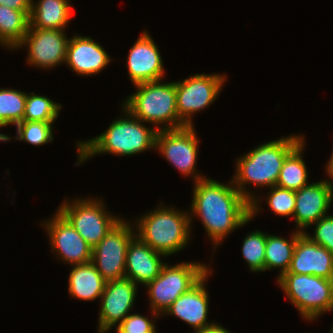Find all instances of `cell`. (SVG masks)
<instances>
[{"mask_svg": "<svg viewBox=\"0 0 333 333\" xmlns=\"http://www.w3.org/2000/svg\"><path fill=\"white\" fill-rule=\"evenodd\" d=\"M228 181L222 183L205 177L193 183L189 210L191 232L192 221L201 220L213 245V255L229 234L253 221L250 218V203L237 190L232 179Z\"/></svg>", "mask_w": 333, "mask_h": 333, "instance_id": "6da1fadb", "label": "cell"}, {"mask_svg": "<svg viewBox=\"0 0 333 333\" xmlns=\"http://www.w3.org/2000/svg\"><path fill=\"white\" fill-rule=\"evenodd\" d=\"M305 139V135L291 134L279 139L267 141L255 146L244 155L236 158L235 173L231 177L234 186L251 203L257 191L247 187L252 185L257 190L276 185L280 170L286 157ZM250 190V191H249Z\"/></svg>", "mask_w": 333, "mask_h": 333, "instance_id": "7a4b0ae2", "label": "cell"}, {"mask_svg": "<svg viewBox=\"0 0 333 333\" xmlns=\"http://www.w3.org/2000/svg\"><path fill=\"white\" fill-rule=\"evenodd\" d=\"M120 106L122 114L116 117L105 131L96 137L78 140L75 143L77 149L75 166L82 165L99 154L131 157L147 150H155L158 131L153 126H146L147 123Z\"/></svg>", "mask_w": 333, "mask_h": 333, "instance_id": "3957f363", "label": "cell"}, {"mask_svg": "<svg viewBox=\"0 0 333 333\" xmlns=\"http://www.w3.org/2000/svg\"><path fill=\"white\" fill-rule=\"evenodd\" d=\"M133 224L136 236L166 258L183 251L191 242L189 209L160 202L155 209L134 218Z\"/></svg>", "mask_w": 333, "mask_h": 333, "instance_id": "277c9868", "label": "cell"}, {"mask_svg": "<svg viewBox=\"0 0 333 333\" xmlns=\"http://www.w3.org/2000/svg\"><path fill=\"white\" fill-rule=\"evenodd\" d=\"M136 88L121 105L137 119L157 131L187 126L177 114L176 81H151L134 85Z\"/></svg>", "mask_w": 333, "mask_h": 333, "instance_id": "5b68a950", "label": "cell"}, {"mask_svg": "<svg viewBox=\"0 0 333 333\" xmlns=\"http://www.w3.org/2000/svg\"><path fill=\"white\" fill-rule=\"evenodd\" d=\"M278 287L307 322H315L333 312L329 279L306 274L285 273L276 280Z\"/></svg>", "mask_w": 333, "mask_h": 333, "instance_id": "8992f818", "label": "cell"}, {"mask_svg": "<svg viewBox=\"0 0 333 333\" xmlns=\"http://www.w3.org/2000/svg\"><path fill=\"white\" fill-rule=\"evenodd\" d=\"M208 264V265H207ZM187 261L166 263L160 274L144 288L149 298V310L160 316L182 294L193 287L212 267L209 263Z\"/></svg>", "mask_w": 333, "mask_h": 333, "instance_id": "52a82bcc", "label": "cell"}, {"mask_svg": "<svg viewBox=\"0 0 333 333\" xmlns=\"http://www.w3.org/2000/svg\"><path fill=\"white\" fill-rule=\"evenodd\" d=\"M101 197L90 195L64 199L58 210L74 227L86 243L93 248L96 246L123 217L108 211ZM107 208V209H106Z\"/></svg>", "mask_w": 333, "mask_h": 333, "instance_id": "ba28073f", "label": "cell"}, {"mask_svg": "<svg viewBox=\"0 0 333 333\" xmlns=\"http://www.w3.org/2000/svg\"><path fill=\"white\" fill-rule=\"evenodd\" d=\"M227 76L226 73H199L176 81L177 114L187 126H193V116L218 99Z\"/></svg>", "mask_w": 333, "mask_h": 333, "instance_id": "9c48e42d", "label": "cell"}, {"mask_svg": "<svg viewBox=\"0 0 333 333\" xmlns=\"http://www.w3.org/2000/svg\"><path fill=\"white\" fill-rule=\"evenodd\" d=\"M199 138L195 125L177 129L159 130L156 134L155 152L177 169L180 175L195 182L207 177L197 169Z\"/></svg>", "mask_w": 333, "mask_h": 333, "instance_id": "30bf717a", "label": "cell"}, {"mask_svg": "<svg viewBox=\"0 0 333 333\" xmlns=\"http://www.w3.org/2000/svg\"><path fill=\"white\" fill-rule=\"evenodd\" d=\"M122 218L107 235L92 248V263L107 282L125 277L126 252L136 236L134 224Z\"/></svg>", "mask_w": 333, "mask_h": 333, "instance_id": "8fae6325", "label": "cell"}, {"mask_svg": "<svg viewBox=\"0 0 333 333\" xmlns=\"http://www.w3.org/2000/svg\"><path fill=\"white\" fill-rule=\"evenodd\" d=\"M66 30L29 27L17 49L27 48L26 62L37 69L51 70L65 64L69 37Z\"/></svg>", "mask_w": 333, "mask_h": 333, "instance_id": "7c38bea8", "label": "cell"}, {"mask_svg": "<svg viewBox=\"0 0 333 333\" xmlns=\"http://www.w3.org/2000/svg\"><path fill=\"white\" fill-rule=\"evenodd\" d=\"M55 212L48 220L39 223L45 228L55 258L69 266L91 262L92 248L58 210Z\"/></svg>", "mask_w": 333, "mask_h": 333, "instance_id": "4fadbf2b", "label": "cell"}, {"mask_svg": "<svg viewBox=\"0 0 333 333\" xmlns=\"http://www.w3.org/2000/svg\"><path fill=\"white\" fill-rule=\"evenodd\" d=\"M139 286L129 278L107 281L100 302L97 333H109L132 312Z\"/></svg>", "mask_w": 333, "mask_h": 333, "instance_id": "5bb4252c", "label": "cell"}, {"mask_svg": "<svg viewBox=\"0 0 333 333\" xmlns=\"http://www.w3.org/2000/svg\"><path fill=\"white\" fill-rule=\"evenodd\" d=\"M157 43L143 30L128 51L125 62L133 85L165 79L166 72Z\"/></svg>", "mask_w": 333, "mask_h": 333, "instance_id": "9a60e30c", "label": "cell"}, {"mask_svg": "<svg viewBox=\"0 0 333 333\" xmlns=\"http://www.w3.org/2000/svg\"><path fill=\"white\" fill-rule=\"evenodd\" d=\"M295 197V230L304 233L312 224L328 215L333 203V185L325 179L310 182L295 191Z\"/></svg>", "mask_w": 333, "mask_h": 333, "instance_id": "2e32d148", "label": "cell"}, {"mask_svg": "<svg viewBox=\"0 0 333 333\" xmlns=\"http://www.w3.org/2000/svg\"><path fill=\"white\" fill-rule=\"evenodd\" d=\"M213 273L211 268L193 287L178 297L161 315L175 316L193 328V333L214 321L208 320L209 293H207L208 279Z\"/></svg>", "mask_w": 333, "mask_h": 333, "instance_id": "e0dca14e", "label": "cell"}, {"mask_svg": "<svg viewBox=\"0 0 333 333\" xmlns=\"http://www.w3.org/2000/svg\"><path fill=\"white\" fill-rule=\"evenodd\" d=\"M104 48L92 37L74 34L67 45L65 65L77 76L98 75L113 61Z\"/></svg>", "mask_w": 333, "mask_h": 333, "instance_id": "ac0fdd59", "label": "cell"}, {"mask_svg": "<svg viewBox=\"0 0 333 333\" xmlns=\"http://www.w3.org/2000/svg\"><path fill=\"white\" fill-rule=\"evenodd\" d=\"M287 273L314 275L329 279L333 273V254L302 233L297 238Z\"/></svg>", "mask_w": 333, "mask_h": 333, "instance_id": "d6986e66", "label": "cell"}, {"mask_svg": "<svg viewBox=\"0 0 333 333\" xmlns=\"http://www.w3.org/2000/svg\"><path fill=\"white\" fill-rule=\"evenodd\" d=\"M165 257L135 236L129 243L126 252L125 277L137 285L145 287L160 274L167 263L164 262Z\"/></svg>", "mask_w": 333, "mask_h": 333, "instance_id": "ffe728a7", "label": "cell"}, {"mask_svg": "<svg viewBox=\"0 0 333 333\" xmlns=\"http://www.w3.org/2000/svg\"><path fill=\"white\" fill-rule=\"evenodd\" d=\"M70 2V0H32L29 27L66 30L73 16V4Z\"/></svg>", "mask_w": 333, "mask_h": 333, "instance_id": "44dd1931", "label": "cell"}, {"mask_svg": "<svg viewBox=\"0 0 333 333\" xmlns=\"http://www.w3.org/2000/svg\"><path fill=\"white\" fill-rule=\"evenodd\" d=\"M68 277V295L82 301L100 300L106 281L92 262L72 265Z\"/></svg>", "mask_w": 333, "mask_h": 333, "instance_id": "7402d4cb", "label": "cell"}, {"mask_svg": "<svg viewBox=\"0 0 333 333\" xmlns=\"http://www.w3.org/2000/svg\"><path fill=\"white\" fill-rule=\"evenodd\" d=\"M301 234V232L293 230L291 235H289L290 237L288 240L279 234L274 235L267 233L265 249V271H271L274 269L279 270L276 280L288 272L297 238Z\"/></svg>", "mask_w": 333, "mask_h": 333, "instance_id": "603a6c76", "label": "cell"}, {"mask_svg": "<svg viewBox=\"0 0 333 333\" xmlns=\"http://www.w3.org/2000/svg\"><path fill=\"white\" fill-rule=\"evenodd\" d=\"M30 13L0 5V46L14 52L28 32Z\"/></svg>", "mask_w": 333, "mask_h": 333, "instance_id": "cb8c5ba5", "label": "cell"}, {"mask_svg": "<svg viewBox=\"0 0 333 333\" xmlns=\"http://www.w3.org/2000/svg\"><path fill=\"white\" fill-rule=\"evenodd\" d=\"M306 139H304L284 160L282 168L280 170L279 178L276 186L297 191L303 186L309 184V172L308 166L304 160L303 153Z\"/></svg>", "mask_w": 333, "mask_h": 333, "instance_id": "d4e9b609", "label": "cell"}, {"mask_svg": "<svg viewBox=\"0 0 333 333\" xmlns=\"http://www.w3.org/2000/svg\"><path fill=\"white\" fill-rule=\"evenodd\" d=\"M27 92L16 88H0V130L16 126L23 121ZM9 134L0 133V142L12 140Z\"/></svg>", "mask_w": 333, "mask_h": 333, "instance_id": "484cf974", "label": "cell"}, {"mask_svg": "<svg viewBox=\"0 0 333 333\" xmlns=\"http://www.w3.org/2000/svg\"><path fill=\"white\" fill-rule=\"evenodd\" d=\"M268 189L269 192H266V197L257 194L256 198L250 203V218L255 220V216L257 217L261 210H263L262 203L264 201L265 203L267 202L268 209H271L275 215L285 218H293L296 202L295 191L281 188L276 185ZM262 198H265V200L263 201Z\"/></svg>", "mask_w": 333, "mask_h": 333, "instance_id": "4316f807", "label": "cell"}, {"mask_svg": "<svg viewBox=\"0 0 333 333\" xmlns=\"http://www.w3.org/2000/svg\"><path fill=\"white\" fill-rule=\"evenodd\" d=\"M62 108V104L48 96L28 92L23 121L56 122Z\"/></svg>", "mask_w": 333, "mask_h": 333, "instance_id": "83f0119b", "label": "cell"}, {"mask_svg": "<svg viewBox=\"0 0 333 333\" xmlns=\"http://www.w3.org/2000/svg\"><path fill=\"white\" fill-rule=\"evenodd\" d=\"M267 233L258 230L250 231L242 242V257L253 273L265 272V249Z\"/></svg>", "mask_w": 333, "mask_h": 333, "instance_id": "f1b7e54d", "label": "cell"}, {"mask_svg": "<svg viewBox=\"0 0 333 333\" xmlns=\"http://www.w3.org/2000/svg\"><path fill=\"white\" fill-rule=\"evenodd\" d=\"M54 123L43 121H22L16 127L14 140L23 141L29 145L44 146L53 143L54 140Z\"/></svg>", "mask_w": 333, "mask_h": 333, "instance_id": "f546056e", "label": "cell"}, {"mask_svg": "<svg viewBox=\"0 0 333 333\" xmlns=\"http://www.w3.org/2000/svg\"><path fill=\"white\" fill-rule=\"evenodd\" d=\"M152 318L139 313H130L117 327L116 333H157V320L161 316L150 310Z\"/></svg>", "mask_w": 333, "mask_h": 333, "instance_id": "4dcf8cb0", "label": "cell"}, {"mask_svg": "<svg viewBox=\"0 0 333 333\" xmlns=\"http://www.w3.org/2000/svg\"><path fill=\"white\" fill-rule=\"evenodd\" d=\"M314 226V235L305 231L304 234L314 243L325 247L328 251L333 254V214L323 216L316 223L312 224L310 227Z\"/></svg>", "mask_w": 333, "mask_h": 333, "instance_id": "1f68e13d", "label": "cell"}, {"mask_svg": "<svg viewBox=\"0 0 333 333\" xmlns=\"http://www.w3.org/2000/svg\"><path fill=\"white\" fill-rule=\"evenodd\" d=\"M32 0H0V5L14 10L31 11Z\"/></svg>", "mask_w": 333, "mask_h": 333, "instance_id": "d6a6232c", "label": "cell"}, {"mask_svg": "<svg viewBox=\"0 0 333 333\" xmlns=\"http://www.w3.org/2000/svg\"><path fill=\"white\" fill-rule=\"evenodd\" d=\"M194 333H232V332H230V330L225 328L222 324L220 325V323L214 322L209 326H205L195 331Z\"/></svg>", "mask_w": 333, "mask_h": 333, "instance_id": "836d02e7", "label": "cell"}, {"mask_svg": "<svg viewBox=\"0 0 333 333\" xmlns=\"http://www.w3.org/2000/svg\"><path fill=\"white\" fill-rule=\"evenodd\" d=\"M324 167L325 173L327 174L326 177H328L325 178V180L328 181L331 185H333V150Z\"/></svg>", "mask_w": 333, "mask_h": 333, "instance_id": "e575fe53", "label": "cell"}, {"mask_svg": "<svg viewBox=\"0 0 333 333\" xmlns=\"http://www.w3.org/2000/svg\"><path fill=\"white\" fill-rule=\"evenodd\" d=\"M329 282H330L332 302H333V273L331 274V276L329 278Z\"/></svg>", "mask_w": 333, "mask_h": 333, "instance_id": "d590c367", "label": "cell"}, {"mask_svg": "<svg viewBox=\"0 0 333 333\" xmlns=\"http://www.w3.org/2000/svg\"><path fill=\"white\" fill-rule=\"evenodd\" d=\"M330 333H333V327L331 326Z\"/></svg>", "mask_w": 333, "mask_h": 333, "instance_id": "8d00e7d4", "label": "cell"}]
</instances>
